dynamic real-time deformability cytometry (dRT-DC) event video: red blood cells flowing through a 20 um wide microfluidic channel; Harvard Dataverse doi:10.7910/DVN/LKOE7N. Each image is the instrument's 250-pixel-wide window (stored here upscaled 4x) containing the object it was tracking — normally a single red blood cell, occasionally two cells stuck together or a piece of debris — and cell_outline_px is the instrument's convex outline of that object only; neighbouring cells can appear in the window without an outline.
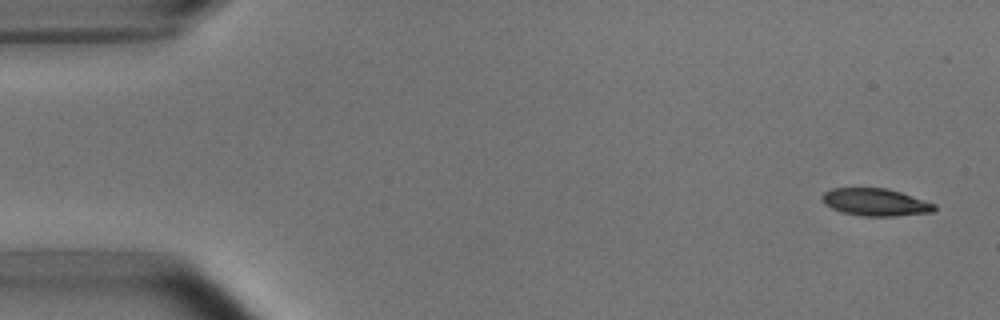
{"species": "common noctule bat (a hibernating species)", "species_latin": "Nyctalus noctula", "temperature_condition": "room temperature", "stored_images_in_passage": 9, "camera_frame_rate_fps": 3000, "um_per_image_px": 0.085, "animal": {"sex": "male", "body_mass_g": 15.6}, "frame": {"image": 1, "passage_image": 1, "time_ms": 0.0, "image_size_px": [1000, 320], "cell_outline_px": [[936, 208], [932, 212], [896, 216], [860, 216], [840, 212], [832, 208], [824, 200], [824, 192], [832, 188], [884, 188], [900, 192], [936, 204]], "centroid_in_image_um": [74.44, 17.19], "position_along_channel_um": 10.6, "area_um2": 17.69}}
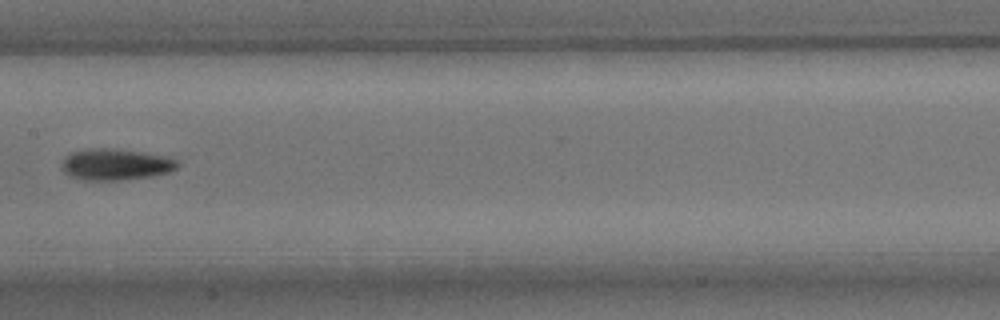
{"frame": {"image": 2, "passage_image": 8, "time_ms": 8.333, "image_size_px": [1000, 320], "cell_outline_px": [[180, 164], [176, 168], [168, 172], [152, 176], [124, 180], [84, 180], [68, 176], [60, 168], [64, 156], [72, 152], [88, 148], [116, 148], [164, 156], [176, 160]], "centroid_in_image_um": [9.77, 13.98], "position_along_channel_um": 197.6, "area_um2": 21.33}}
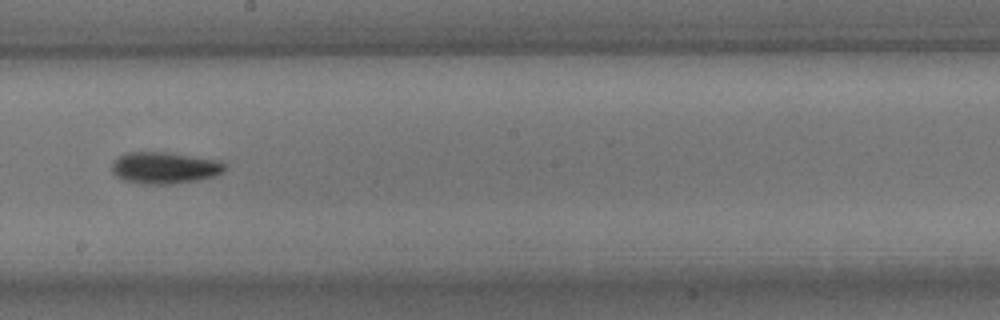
{"frame": {"image": 3, "passage_image": 9, "time_ms": 9.333, "image_size_px": [1000, 320], "cell_outline_px": [[228, 168], [224, 172], [216, 176], [200, 180], [172, 184], [144, 184], [124, 180], [116, 176], [112, 172], [112, 160], [128, 152], [168, 152], [220, 160], [228, 164]], "centroid_in_image_um": [14.06, 14.26], "position_along_channel_um": 234.1, "area_um2": 21.27}}